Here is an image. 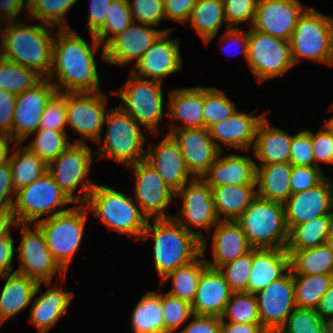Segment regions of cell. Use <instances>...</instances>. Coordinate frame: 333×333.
I'll list each match as a JSON object with an SVG mask.
<instances>
[{"mask_svg": "<svg viewBox=\"0 0 333 333\" xmlns=\"http://www.w3.org/2000/svg\"><path fill=\"white\" fill-rule=\"evenodd\" d=\"M332 225L333 218L329 214L295 226L289 232L287 252H298L325 244Z\"/></svg>", "mask_w": 333, "mask_h": 333, "instance_id": "cell-40", "label": "cell"}, {"mask_svg": "<svg viewBox=\"0 0 333 333\" xmlns=\"http://www.w3.org/2000/svg\"><path fill=\"white\" fill-rule=\"evenodd\" d=\"M16 225L13 210H0V238L12 233ZM12 227V228H11Z\"/></svg>", "mask_w": 333, "mask_h": 333, "instance_id": "cell-68", "label": "cell"}, {"mask_svg": "<svg viewBox=\"0 0 333 333\" xmlns=\"http://www.w3.org/2000/svg\"><path fill=\"white\" fill-rule=\"evenodd\" d=\"M15 94L0 89V133L13 139V118L15 110Z\"/></svg>", "mask_w": 333, "mask_h": 333, "instance_id": "cell-58", "label": "cell"}, {"mask_svg": "<svg viewBox=\"0 0 333 333\" xmlns=\"http://www.w3.org/2000/svg\"><path fill=\"white\" fill-rule=\"evenodd\" d=\"M85 205L109 231L141 239L147 217L133 197L113 187L95 184Z\"/></svg>", "mask_w": 333, "mask_h": 333, "instance_id": "cell-4", "label": "cell"}, {"mask_svg": "<svg viewBox=\"0 0 333 333\" xmlns=\"http://www.w3.org/2000/svg\"><path fill=\"white\" fill-rule=\"evenodd\" d=\"M22 8H26V12L28 11V0H0V20L17 21V16L23 10Z\"/></svg>", "mask_w": 333, "mask_h": 333, "instance_id": "cell-65", "label": "cell"}, {"mask_svg": "<svg viewBox=\"0 0 333 333\" xmlns=\"http://www.w3.org/2000/svg\"><path fill=\"white\" fill-rule=\"evenodd\" d=\"M133 22L128 1L114 0L109 6L108 18H106L104 26L94 36L104 47L114 36L124 32Z\"/></svg>", "mask_w": 333, "mask_h": 333, "instance_id": "cell-48", "label": "cell"}, {"mask_svg": "<svg viewBox=\"0 0 333 333\" xmlns=\"http://www.w3.org/2000/svg\"><path fill=\"white\" fill-rule=\"evenodd\" d=\"M149 237L154 242L153 263L160 281L169 272L191 262L202 253V240L173 217L148 219L141 239L147 240Z\"/></svg>", "mask_w": 333, "mask_h": 333, "instance_id": "cell-3", "label": "cell"}, {"mask_svg": "<svg viewBox=\"0 0 333 333\" xmlns=\"http://www.w3.org/2000/svg\"><path fill=\"white\" fill-rule=\"evenodd\" d=\"M288 254L293 275H333V251L326 244Z\"/></svg>", "mask_w": 333, "mask_h": 333, "instance_id": "cell-41", "label": "cell"}, {"mask_svg": "<svg viewBox=\"0 0 333 333\" xmlns=\"http://www.w3.org/2000/svg\"><path fill=\"white\" fill-rule=\"evenodd\" d=\"M165 333H174L193 315L192 304L168 292L162 293Z\"/></svg>", "mask_w": 333, "mask_h": 333, "instance_id": "cell-51", "label": "cell"}, {"mask_svg": "<svg viewBox=\"0 0 333 333\" xmlns=\"http://www.w3.org/2000/svg\"><path fill=\"white\" fill-rule=\"evenodd\" d=\"M221 333H268L261 323L221 322Z\"/></svg>", "mask_w": 333, "mask_h": 333, "instance_id": "cell-66", "label": "cell"}, {"mask_svg": "<svg viewBox=\"0 0 333 333\" xmlns=\"http://www.w3.org/2000/svg\"><path fill=\"white\" fill-rule=\"evenodd\" d=\"M114 0H90L87 27L89 34L95 35L108 18L109 6Z\"/></svg>", "mask_w": 333, "mask_h": 333, "instance_id": "cell-59", "label": "cell"}, {"mask_svg": "<svg viewBox=\"0 0 333 333\" xmlns=\"http://www.w3.org/2000/svg\"><path fill=\"white\" fill-rule=\"evenodd\" d=\"M88 212L85 204H77L66 212L35 223L42 230L54 259L66 272L81 246Z\"/></svg>", "mask_w": 333, "mask_h": 333, "instance_id": "cell-9", "label": "cell"}, {"mask_svg": "<svg viewBox=\"0 0 333 333\" xmlns=\"http://www.w3.org/2000/svg\"><path fill=\"white\" fill-rule=\"evenodd\" d=\"M192 319L179 333H221L219 317L193 314Z\"/></svg>", "mask_w": 333, "mask_h": 333, "instance_id": "cell-61", "label": "cell"}, {"mask_svg": "<svg viewBox=\"0 0 333 333\" xmlns=\"http://www.w3.org/2000/svg\"><path fill=\"white\" fill-rule=\"evenodd\" d=\"M170 135L177 142L186 167L194 178H202L221 152L207 128L177 129Z\"/></svg>", "mask_w": 333, "mask_h": 333, "instance_id": "cell-22", "label": "cell"}, {"mask_svg": "<svg viewBox=\"0 0 333 333\" xmlns=\"http://www.w3.org/2000/svg\"><path fill=\"white\" fill-rule=\"evenodd\" d=\"M258 0H223L226 29L239 24L252 25ZM238 25V26H237Z\"/></svg>", "mask_w": 333, "mask_h": 333, "instance_id": "cell-54", "label": "cell"}, {"mask_svg": "<svg viewBox=\"0 0 333 333\" xmlns=\"http://www.w3.org/2000/svg\"><path fill=\"white\" fill-rule=\"evenodd\" d=\"M74 201L55 183L47 172L33 183L16 191L13 214L16 223H37L47 215L53 217L70 210L62 207ZM62 209H58V208Z\"/></svg>", "mask_w": 333, "mask_h": 333, "instance_id": "cell-10", "label": "cell"}, {"mask_svg": "<svg viewBox=\"0 0 333 333\" xmlns=\"http://www.w3.org/2000/svg\"><path fill=\"white\" fill-rule=\"evenodd\" d=\"M42 79L36 71L0 56V89L18 95Z\"/></svg>", "mask_w": 333, "mask_h": 333, "instance_id": "cell-43", "label": "cell"}, {"mask_svg": "<svg viewBox=\"0 0 333 333\" xmlns=\"http://www.w3.org/2000/svg\"><path fill=\"white\" fill-rule=\"evenodd\" d=\"M205 254L201 253L191 262L169 272L160 282L163 286L168 280H172V289L169 294L192 304L195 300L198 283L203 270L208 266Z\"/></svg>", "mask_w": 333, "mask_h": 333, "instance_id": "cell-37", "label": "cell"}, {"mask_svg": "<svg viewBox=\"0 0 333 333\" xmlns=\"http://www.w3.org/2000/svg\"><path fill=\"white\" fill-rule=\"evenodd\" d=\"M312 148L315 167L320 168V163L327 166L333 164V137L323 128L315 134L311 131Z\"/></svg>", "mask_w": 333, "mask_h": 333, "instance_id": "cell-57", "label": "cell"}, {"mask_svg": "<svg viewBox=\"0 0 333 333\" xmlns=\"http://www.w3.org/2000/svg\"><path fill=\"white\" fill-rule=\"evenodd\" d=\"M266 111L262 115H250L237 110L229 118L213 124L209 128L211 138L222 151L221 143L228 148L240 151L253 149L256 129ZM220 143H219V142Z\"/></svg>", "mask_w": 333, "mask_h": 333, "instance_id": "cell-25", "label": "cell"}, {"mask_svg": "<svg viewBox=\"0 0 333 333\" xmlns=\"http://www.w3.org/2000/svg\"><path fill=\"white\" fill-rule=\"evenodd\" d=\"M134 22L160 26L165 18L163 0H127Z\"/></svg>", "mask_w": 333, "mask_h": 333, "instance_id": "cell-53", "label": "cell"}, {"mask_svg": "<svg viewBox=\"0 0 333 333\" xmlns=\"http://www.w3.org/2000/svg\"><path fill=\"white\" fill-rule=\"evenodd\" d=\"M236 222L255 249H286L289 231L284 204L256 196Z\"/></svg>", "mask_w": 333, "mask_h": 333, "instance_id": "cell-6", "label": "cell"}, {"mask_svg": "<svg viewBox=\"0 0 333 333\" xmlns=\"http://www.w3.org/2000/svg\"><path fill=\"white\" fill-rule=\"evenodd\" d=\"M108 95L67 92V127L95 143L102 137Z\"/></svg>", "mask_w": 333, "mask_h": 333, "instance_id": "cell-17", "label": "cell"}, {"mask_svg": "<svg viewBox=\"0 0 333 333\" xmlns=\"http://www.w3.org/2000/svg\"><path fill=\"white\" fill-rule=\"evenodd\" d=\"M315 311L327 323L333 319V283L320 298Z\"/></svg>", "mask_w": 333, "mask_h": 333, "instance_id": "cell-67", "label": "cell"}, {"mask_svg": "<svg viewBox=\"0 0 333 333\" xmlns=\"http://www.w3.org/2000/svg\"><path fill=\"white\" fill-rule=\"evenodd\" d=\"M328 325L332 329V332H333V319L328 322Z\"/></svg>", "mask_w": 333, "mask_h": 333, "instance_id": "cell-74", "label": "cell"}, {"mask_svg": "<svg viewBox=\"0 0 333 333\" xmlns=\"http://www.w3.org/2000/svg\"><path fill=\"white\" fill-rule=\"evenodd\" d=\"M146 150L145 160L175 193L194 179L177 142L170 134L163 135V139L155 146L149 144Z\"/></svg>", "mask_w": 333, "mask_h": 333, "instance_id": "cell-23", "label": "cell"}, {"mask_svg": "<svg viewBox=\"0 0 333 333\" xmlns=\"http://www.w3.org/2000/svg\"><path fill=\"white\" fill-rule=\"evenodd\" d=\"M175 197H181L183 203L179 214L172 217L202 240V253L205 254L208 247L207 235L201 231L196 232L190 225L210 231L220 221L214 209L212 189L202 178H194L177 191Z\"/></svg>", "mask_w": 333, "mask_h": 333, "instance_id": "cell-14", "label": "cell"}, {"mask_svg": "<svg viewBox=\"0 0 333 333\" xmlns=\"http://www.w3.org/2000/svg\"><path fill=\"white\" fill-rule=\"evenodd\" d=\"M56 92L55 85L43 78L33 88L16 96L13 118V140L16 143H23L39 129L46 105Z\"/></svg>", "mask_w": 333, "mask_h": 333, "instance_id": "cell-18", "label": "cell"}, {"mask_svg": "<svg viewBox=\"0 0 333 333\" xmlns=\"http://www.w3.org/2000/svg\"><path fill=\"white\" fill-rule=\"evenodd\" d=\"M255 295L261 325L268 333H277L297 307L292 271L289 269Z\"/></svg>", "mask_w": 333, "mask_h": 333, "instance_id": "cell-16", "label": "cell"}, {"mask_svg": "<svg viewBox=\"0 0 333 333\" xmlns=\"http://www.w3.org/2000/svg\"><path fill=\"white\" fill-rule=\"evenodd\" d=\"M196 1L197 0H163L165 18L186 25Z\"/></svg>", "mask_w": 333, "mask_h": 333, "instance_id": "cell-62", "label": "cell"}, {"mask_svg": "<svg viewBox=\"0 0 333 333\" xmlns=\"http://www.w3.org/2000/svg\"><path fill=\"white\" fill-rule=\"evenodd\" d=\"M4 322H5V321H4V320L2 319V317L0 316V327H1L2 324H4Z\"/></svg>", "mask_w": 333, "mask_h": 333, "instance_id": "cell-76", "label": "cell"}, {"mask_svg": "<svg viewBox=\"0 0 333 333\" xmlns=\"http://www.w3.org/2000/svg\"><path fill=\"white\" fill-rule=\"evenodd\" d=\"M15 251L14 239L13 236H11V233L0 238V278L15 272L12 269Z\"/></svg>", "mask_w": 333, "mask_h": 333, "instance_id": "cell-64", "label": "cell"}, {"mask_svg": "<svg viewBox=\"0 0 333 333\" xmlns=\"http://www.w3.org/2000/svg\"><path fill=\"white\" fill-rule=\"evenodd\" d=\"M223 150L202 179L210 186L256 185V161L248 156L230 154ZM221 156V157H220Z\"/></svg>", "mask_w": 333, "mask_h": 333, "instance_id": "cell-29", "label": "cell"}, {"mask_svg": "<svg viewBox=\"0 0 333 333\" xmlns=\"http://www.w3.org/2000/svg\"><path fill=\"white\" fill-rule=\"evenodd\" d=\"M329 110H333V103L331 104ZM323 128L333 137V116L326 121Z\"/></svg>", "mask_w": 333, "mask_h": 333, "instance_id": "cell-70", "label": "cell"}, {"mask_svg": "<svg viewBox=\"0 0 333 333\" xmlns=\"http://www.w3.org/2000/svg\"><path fill=\"white\" fill-rule=\"evenodd\" d=\"M252 263L253 249L219 268L232 292H248Z\"/></svg>", "mask_w": 333, "mask_h": 333, "instance_id": "cell-50", "label": "cell"}, {"mask_svg": "<svg viewBox=\"0 0 333 333\" xmlns=\"http://www.w3.org/2000/svg\"><path fill=\"white\" fill-rule=\"evenodd\" d=\"M285 222L290 232L295 226L331 214L328 178L315 187L292 194L284 203Z\"/></svg>", "mask_w": 333, "mask_h": 333, "instance_id": "cell-24", "label": "cell"}, {"mask_svg": "<svg viewBox=\"0 0 333 333\" xmlns=\"http://www.w3.org/2000/svg\"><path fill=\"white\" fill-rule=\"evenodd\" d=\"M130 325L133 333H165L162 293H145L135 304Z\"/></svg>", "mask_w": 333, "mask_h": 333, "instance_id": "cell-36", "label": "cell"}, {"mask_svg": "<svg viewBox=\"0 0 333 333\" xmlns=\"http://www.w3.org/2000/svg\"><path fill=\"white\" fill-rule=\"evenodd\" d=\"M248 32H249V28L246 31L241 30V28L239 29V27L234 28V27H229L227 30H225V33H223L224 35L221 37V39L219 40L220 44L222 45L223 42L226 43L227 41V46L228 47H233V44L237 45L239 49L237 52L238 54H241L244 56V58L248 59ZM224 40V41H223ZM231 45V46H230ZM225 46H221L220 49L225 51L224 48ZM231 47V48H232ZM228 56L229 54L226 53ZM232 57V56H231Z\"/></svg>", "mask_w": 333, "mask_h": 333, "instance_id": "cell-63", "label": "cell"}, {"mask_svg": "<svg viewBox=\"0 0 333 333\" xmlns=\"http://www.w3.org/2000/svg\"><path fill=\"white\" fill-rule=\"evenodd\" d=\"M214 229L211 242L214 263L205 257L209 267L219 269L253 249L236 221L220 220Z\"/></svg>", "mask_w": 333, "mask_h": 333, "instance_id": "cell-30", "label": "cell"}, {"mask_svg": "<svg viewBox=\"0 0 333 333\" xmlns=\"http://www.w3.org/2000/svg\"><path fill=\"white\" fill-rule=\"evenodd\" d=\"M106 135L100 138V148L95 152L98 159L110 158L128 167L145 159L146 137L141 126L119 105L109 108L104 119Z\"/></svg>", "mask_w": 333, "mask_h": 333, "instance_id": "cell-5", "label": "cell"}, {"mask_svg": "<svg viewBox=\"0 0 333 333\" xmlns=\"http://www.w3.org/2000/svg\"><path fill=\"white\" fill-rule=\"evenodd\" d=\"M232 294L223 273L207 266L200 277L197 293L192 303L193 314L221 318Z\"/></svg>", "mask_w": 333, "mask_h": 333, "instance_id": "cell-27", "label": "cell"}, {"mask_svg": "<svg viewBox=\"0 0 333 333\" xmlns=\"http://www.w3.org/2000/svg\"><path fill=\"white\" fill-rule=\"evenodd\" d=\"M171 31L163 32L143 57L134 64L131 73L135 76L163 83L164 78L181 72L183 60L180 54V39L169 38Z\"/></svg>", "mask_w": 333, "mask_h": 333, "instance_id": "cell-20", "label": "cell"}, {"mask_svg": "<svg viewBox=\"0 0 333 333\" xmlns=\"http://www.w3.org/2000/svg\"><path fill=\"white\" fill-rule=\"evenodd\" d=\"M23 143H15L10 155L12 182L15 190L27 186L48 172V165Z\"/></svg>", "mask_w": 333, "mask_h": 333, "instance_id": "cell-39", "label": "cell"}, {"mask_svg": "<svg viewBox=\"0 0 333 333\" xmlns=\"http://www.w3.org/2000/svg\"><path fill=\"white\" fill-rule=\"evenodd\" d=\"M67 92H56L48 101L41 116L39 129L66 131Z\"/></svg>", "mask_w": 333, "mask_h": 333, "instance_id": "cell-52", "label": "cell"}, {"mask_svg": "<svg viewBox=\"0 0 333 333\" xmlns=\"http://www.w3.org/2000/svg\"><path fill=\"white\" fill-rule=\"evenodd\" d=\"M320 333H333L332 329L327 325Z\"/></svg>", "mask_w": 333, "mask_h": 333, "instance_id": "cell-73", "label": "cell"}, {"mask_svg": "<svg viewBox=\"0 0 333 333\" xmlns=\"http://www.w3.org/2000/svg\"><path fill=\"white\" fill-rule=\"evenodd\" d=\"M290 163L295 166H314L315 159L311 141V131L303 130L296 135L290 146Z\"/></svg>", "mask_w": 333, "mask_h": 333, "instance_id": "cell-55", "label": "cell"}, {"mask_svg": "<svg viewBox=\"0 0 333 333\" xmlns=\"http://www.w3.org/2000/svg\"><path fill=\"white\" fill-rule=\"evenodd\" d=\"M329 183V192H330V208H331V216L333 218V182L328 178Z\"/></svg>", "mask_w": 333, "mask_h": 333, "instance_id": "cell-71", "label": "cell"}, {"mask_svg": "<svg viewBox=\"0 0 333 333\" xmlns=\"http://www.w3.org/2000/svg\"><path fill=\"white\" fill-rule=\"evenodd\" d=\"M204 128L223 121L237 112L235 103L224 91L215 87H204Z\"/></svg>", "mask_w": 333, "mask_h": 333, "instance_id": "cell-47", "label": "cell"}, {"mask_svg": "<svg viewBox=\"0 0 333 333\" xmlns=\"http://www.w3.org/2000/svg\"><path fill=\"white\" fill-rule=\"evenodd\" d=\"M154 27L133 22L104 46V61L118 66L132 64V61L137 63L163 32L172 31V28L160 30Z\"/></svg>", "mask_w": 333, "mask_h": 333, "instance_id": "cell-19", "label": "cell"}, {"mask_svg": "<svg viewBox=\"0 0 333 333\" xmlns=\"http://www.w3.org/2000/svg\"><path fill=\"white\" fill-rule=\"evenodd\" d=\"M43 283L49 286V289L35 299V296L41 291ZM51 283V281L39 282L33 296L28 322L38 329V333H47L57 324L60 318L67 313L74 296L73 291L63 290Z\"/></svg>", "mask_w": 333, "mask_h": 333, "instance_id": "cell-26", "label": "cell"}, {"mask_svg": "<svg viewBox=\"0 0 333 333\" xmlns=\"http://www.w3.org/2000/svg\"><path fill=\"white\" fill-rule=\"evenodd\" d=\"M3 23H4V22H3L2 20H0V33L2 32L1 29H2V27H3ZM0 38H1V37H0Z\"/></svg>", "mask_w": 333, "mask_h": 333, "instance_id": "cell-75", "label": "cell"}, {"mask_svg": "<svg viewBox=\"0 0 333 333\" xmlns=\"http://www.w3.org/2000/svg\"><path fill=\"white\" fill-rule=\"evenodd\" d=\"M135 174V201L147 219L171 218L167 208L173 203L175 192L144 159L127 167ZM133 168V169H132Z\"/></svg>", "mask_w": 333, "mask_h": 333, "instance_id": "cell-15", "label": "cell"}, {"mask_svg": "<svg viewBox=\"0 0 333 333\" xmlns=\"http://www.w3.org/2000/svg\"><path fill=\"white\" fill-rule=\"evenodd\" d=\"M290 162L256 165L257 196L284 204L292 195Z\"/></svg>", "mask_w": 333, "mask_h": 333, "instance_id": "cell-33", "label": "cell"}, {"mask_svg": "<svg viewBox=\"0 0 333 333\" xmlns=\"http://www.w3.org/2000/svg\"><path fill=\"white\" fill-rule=\"evenodd\" d=\"M19 20L5 22L6 27H2L0 56L48 78L56 28L44 23L30 25Z\"/></svg>", "mask_w": 333, "mask_h": 333, "instance_id": "cell-2", "label": "cell"}, {"mask_svg": "<svg viewBox=\"0 0 333 333\" xmlns=\"http://www.w3.org/2000/svg\"><path fill=\"white\" fill-rule=\"evenodd\" d=\"M332 251H333V225L331 228V232L329 233L326 243H325Z\"/></svg>", "mask_w": 333, "mask_h": 333, "instance_id": "cell-72", "label": "cell"}, {"mask_svg": "<svg viewBox=\"0 0 333 333\" xmlns=\"http://www.w3.org/2000/svg\"><path fill=\"white\" fill-rule=\"evenodd\" d=\"M327 325L315 309L296 307L277 333H320Z\"/></svg>", "mask_w": 333, "mask_h": 333, "instance_id": "cell-49", "label": "cell"}, {"mask_svg": "<svg viewBox=\"0 0 333 333\" xmlns=\"http://www.w3.org/2000/svg\"><path fill=\"white\" fill-rule=\"evenodd\" d=\"M290 47L294 65L303 58L332 66L333 17L307 7L298 18Z\"/></svg>", "mask_w": 333, "mask_h": 333, "instance_id": "cell-7", "label": "cell"}, {"mask_svg": "<svg viewBox=\"0 0 333 333\" xmlns=\"http://www.w3.org/2000/svg\"><path fill=\"white\" fill-rule=\"evenodd\" d=\"M73 141L64 152L48 164V173L74 203L85 204L96 184L88 178L93 162V151L83 138L79 137ZM78 187L80 190L78 195H75Z\"/></svg>", "mask_w": 333, "mask_h": 333, "instance_id": "cell-8", "label": "cell"}, {"mask_svg": "<svg viewBox=\"0 0 333 333\" xmlns=\"http://www.w3.org/2000/svg\"><path fill=\"white\" fill-rule=\"evenodd\" d=\"M6 282L0 293V316L4 321L32 304L38 282L17 272L2 276Z\"/></svg>", "mask_w": 333, "mask_h": 333, "instance_id": "cell-34", "label": "cell"}, {"mask_svg": "<svg viewBox=\"0 0 333 333\" xmlns=\"http://www.w3.org/2000/svg\"><path fill=\"white\" fill-rule=\"evenodd\" d=\"M15 194L11 164L7 162L0 165V210H13Z\"/></svg>", "mask_w": 333, "mask_h": 333, "instance_id": "cell-60", "label": "cell"}, {"mask_svg": "<svg viewBox=\"0 0 333 333\" xmlns=\"http://www.w3.org/2000/svg\"><path fill=\"white\" fill-rule=\"evenodd\" d=\"M326 176L321 168L314 166H292L291 194L300 193L319 184Z\"/></svg>", "mask_w": 333, "mask_h": 333, "instance_id": "cell-56", "label": "cell"}, {"mask_svg": "<svg viewBox=\"0 0 333 333\" xmlns=\"http://www.w3.org/2000/svg\"><path fill=\"white\" fill-rule=\"evenodd\" d=\"M265 116L256 129L253 154L260 164L290 162V146L293 135L278 127L270 126Z\"/></svg>", "mask_w": 333, "mask_h": 333, "instance_id": "cell-32", "label": "cell"}, {"mask_svg": "<svg viewBox=\"0 0 333 333\" xmlns=\"http://www.w3.org/2000/svg\"><path fill=\"white\" fill-rule=\"evenodd\" d=\"M14 228H20L23 234L16 250L20 264L15 272L32 278L38 283L52 282L58 271L62 279L66 277L67 272L54 259L47 247L42 230L35 223H16Z\"/></svg>", "mask_w": 333, "mask_h": 333, "instance_id": "cell-13", "label": "cell"}, {"mask_svg": "<svg viewBox=\"0 0 333 333\" xmlns=\"http://www.w3.org/2000/svg\"><path fill=\"white\" fill-rule=\"evenodd\" d=\"M221 322L261 323L256 295L249 292H232Z\"/></svg>", "mask_w": 333, "mask_h": 333, "instance_id": "cell-46", "label": "cell"}, {"mask_svg": "<svg viewBox=\"0 0 333 333\" xmlns=\"http://www.w3.org/2000/svg\"><path fill=\"white\" fill-rule=\"evenodd\" d=\"M166 116L181 125L170 124L167 134L177 129L204 128V87H184L170 91ZM175 126V127H174Z\"/></svg>", "mask_w": 333, "mask_h": 333, "instance_id": "cell-28", "label": "cell"}, {"mask_svg": "<svg viewBox=\"0 0 333 333\" xmlns=\"http://www.w3.org/2000/svg\"><path fill=\"white\" fill-rule=\"evenodd\" d=\"M90 37L91 45L71 27L60 28L58 33L55 32L48 79L58 92L100 91L95 53L102 46V58L105 59L104 47L93 34Z\"/></svg>", "mask_w": 333, "mask_h": 333, "instance_id": "cell-1", "label": "cell"}, {"mask_svg": "<svg viewBox=\"0 0 333 333\" xmlns=\"http://www.w3.org/2000/svg\"><path fill=\"white\" fill-rule=\"evenodd\" d=\"M34 133L35 136L26 146L47 165L72 144L66 131L38 129Z\"/></svg>", "mask_w": 333, "mask_h": 333, "instance_id": "cell-45", "label": "cell"}, {"mask_svg": "<svg viewBox=\"0 0 333 333\" xmlns=\"http://www.w3.org/2000/svg\"><path fill=\"white\" fill-rule=\"evenodd\" d=\"M163 83L142 79L130 73L127 82L112 94L121 98L119 106L127 112L139 125L141 124L152 132L163 134L159 131V122L163 121Z\"/></svg>", "mask_w": 333, "mask_h": 333, "instance_id": "cell-11", "label": "cell"}, {"mask_svg": "<svg viewBox=\"0 0 333 333\" xmlns=\"http://www.w3.org/2000/svg\"><path fill=\"white\" fill-rule=\"evenodd\" d=\"M208 44L225 23L223 0H197L187 23ZM219 30V31H218Z\"/></svg>", "mask_w": 333, "mask_h": 333, "instance_id": "cell-38", "label": "cell"}, {"mask_svg": "<svg viewBox=\"0 0 333 333\" xmlns=\"http://www.w3.org/2000/svg\"><path fill=\"white\" fill-rule=\"evenodd\" d=\"M298 308L316 309L320 298L333 283V275H293Z\"/></svg>", "mask_w": 333, "mask_h": 333, "instance_id": "cell-42", "label": "cell"}, {"mask_svg": "<svg viewBox=\"0 0 333 333\" xmlns=\"http://www.w3.org/2000/svg\"><path fill=\"white\" fill-rule=\"evenodd\" d=\"M16 143L10 136L0 133V165L9 162L12 146Z\"/></svg>", "mask_w": 333, "mask_h": 333, "instance_id": "cell-69", "label": "cell"}, {"mask_svg": "<svg viewBox=\"0 0 333 333\" xmlns=\"http://www.w3.org/2000/svg\"><path fill=\"white\" fill-rule=\"evenodd\" d=\"M290 269V256L283 248H253L252 270L248 292L256 294L271 282L280 279Z\"/></svg>", "mask_w": 333, "mask_h": 333, "instance_id": "cell-31", "label": "cell"}, {"mask_svg": "<svg viewBox=\"0 0 333 333\" xmlns=\"http://www.w3.org/2000/svg\"><path fill=\"white\" fill-rule=\"evenodd\" d=\"M308 7L299 0H258L251 26L259 32L290 41L299 16Z\"/></svg>", "mask_w": 333, "mask_h": 333, "instance_id": "cell-21", "label": "cell"}, {"mask_svg": "<svg viewBox=\"0 0 333 333\" xmlns=\"http://www.w3.org/2000/svg\"><path fill=\"white\" fill-rule=\"evenodd\" d=\"M210 188L219 220L236 221L257 196L256 185H221Z\"/></svg>", "mask_w": 333, "mask_h": 333, "instance_id": "cell-35", "label": "cell"}, {"mask_svg": "<svg viewBox=\"0 0 333 333\" xmlns=\"http://www.w3.org/2000/svg\"><path fill=\"white\" fill-rule=\"evenodd\" d=\"M77 2L78 0H28L27 17L59 29L70 28L65 16Z\"/></svg>", "mask_w": 333, "mask_h": 333, "instance_id": "cell-44", "label": "cell"}, {"mask_svg": "<svg viewBox=\"0 0 333 333\" xmlns=\"http://www.w3.org/2000/svg\"><path fill=\"white\" fill-rule=\"evenodd\" d=\"M247 64L258 83L277 78L293 67L290 41L249 28Z\"/></svg>", "mask_w": 333, "mask_h": 333, "instance_id": "cell-12", "label": "cell"}]
</instances>
